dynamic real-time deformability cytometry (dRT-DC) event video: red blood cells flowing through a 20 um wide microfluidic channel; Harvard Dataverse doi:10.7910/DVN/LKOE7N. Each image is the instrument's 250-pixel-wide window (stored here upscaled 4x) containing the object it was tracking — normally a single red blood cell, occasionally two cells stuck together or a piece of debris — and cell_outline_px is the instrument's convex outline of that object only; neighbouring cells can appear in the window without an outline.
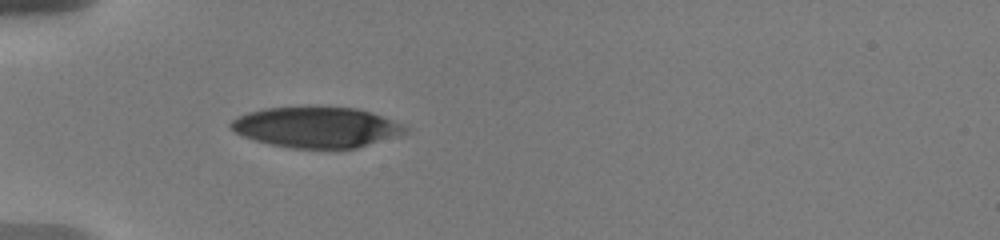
{"species": "human", "species_latin": "Homo sapiens", "temperature_condition": "warm", "stored_images_in_passage": 50, "camera_frame_rate_fps": 3000, "um_per_image_px": 0.085, "donor": {"sex": "male"}, "frame": {"image": 1, "passage_image": 1, "time_ms": 0.0, "image_size_px": [1000, 240], "cell_outline_px": [[408, 128], [404, 132], [356, 148], [292, 148], [268, 144], [244, 136], [236, 132], [228, 124], [232, 120], [248, 112], [264, 108], [356, 108], [380, 116], [400, 124]], "centroid_in_image_um": [26.81, 10.83], "position_along_channel_um": 58.2, "area_um2": 40.0}}
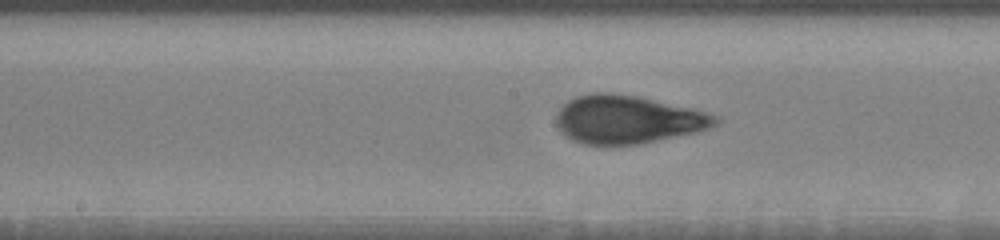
{"frame": {"image": 2, "passage_image": 18, "time_ms": 4.0, "image_size_px": [1000, 240], "cell_outline_px": [[720, 120], [716, 124], [708, 128], [696, 132], [640, 144], [584, 144], [572, 140], [560, 132], [556, 124], [556, 112], [568, 100], [576, 96], [592, 92], [612, 92], [636, 96], [696, 108], [720, 116]], "centroid_in_image_um": [53.36, 10.14], "position_along_channel_um": 194.8, "area_um2": 45.03}}
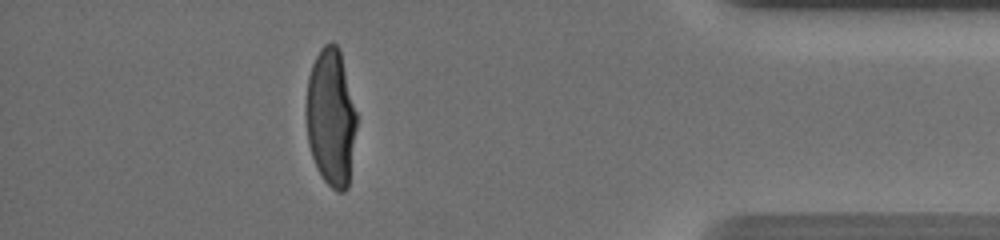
{"frame": {"image": 3, "passage_image": 39, "time_ms": 10.667, "image_size_px": [1000, 240], "cell_outline_px": [[356, 128], [348, 188], [344, 192], [336, 192], [324, 180], [312, 156], [308, 144], [308, 76], [312, 64], [320, 48], [324, 44], [332, 40], [340, 48], [356, 112]], "centroid_in_image_um": [28.16, 9.96], "position_along_channel_um": 407.0, "area_um2": 39.94}, "authors_computed_cell_mechanics": {"area_um2": 43.0321, "velocity_mm_per_s": 3.6995, "shape_relaxation_time_tau1_ms": 4.4213, "shape_relaxation_time_tau2_ms": null, "deformation_change_tau1": 0.2405, "deformation_change_tau2": null}}